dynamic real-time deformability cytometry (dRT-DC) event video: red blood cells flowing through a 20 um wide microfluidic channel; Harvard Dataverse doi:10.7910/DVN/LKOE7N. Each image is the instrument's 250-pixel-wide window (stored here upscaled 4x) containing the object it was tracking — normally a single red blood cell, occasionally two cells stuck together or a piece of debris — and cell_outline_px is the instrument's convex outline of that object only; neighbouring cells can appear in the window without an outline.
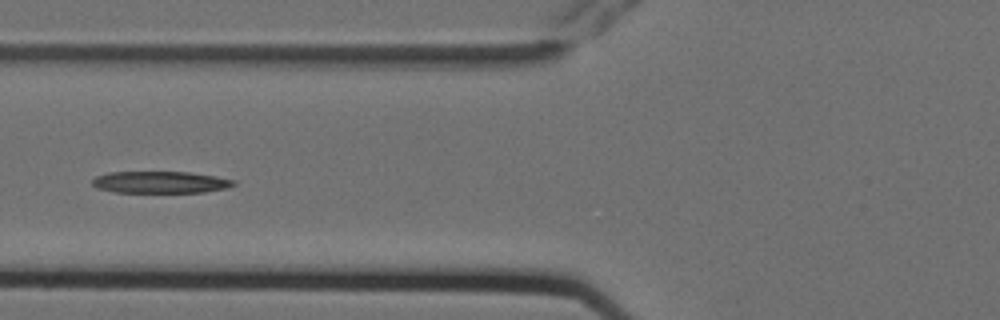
{"species": "Egyptian fruit bat (a non-hibernating species)", "species_latin": "Rousettus aegyptiacus", "temperature_condition": "cold", "stored_images_in_passage": 10, "camera_frame_rate_fps": 3000, "um_per_image_px": 0.085, "animal": {"sex": "female"}, "frame": {"image": 1, "passage_image": 7, "time_ms": 2.0, "image_size_px": [1000, 320], "cell_outline_px": [[236, 184], [228, 188], [204, 192], [112, 192], [96, 188], [92, 184], [92, 180], [96, 176], [108, 172], [188, 172], [236, 180]], "centroid_in_image_um": [13.6, 15.49], "position_along_channel_um": 112.2, "area_um2": 17.98}}
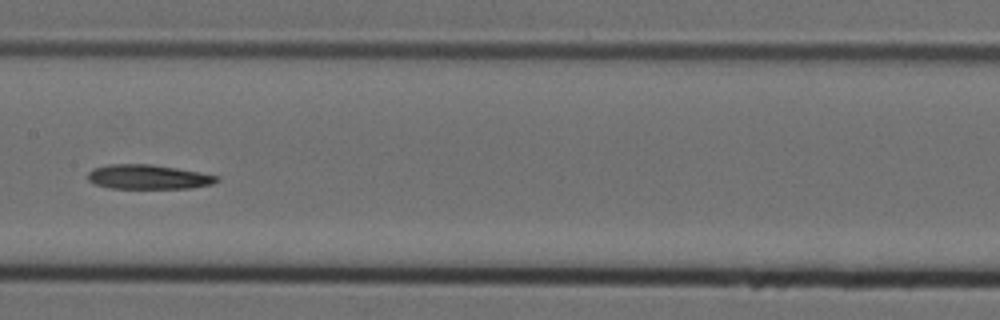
{"frame": {"image": 2, "passage_image": 9, "time_ms": 2.667, "image_size_px": [1000, 320], "cell_outline_px": [[220, 180], [212, 184], [192, 188], [108, 188], [96, 184], [88, 180], [88, 172], [92, 168], [108, 164], [148, 164], [176, 168], [200, 172], [220, 176]], "centroid_in_image_um": [12.61, 15.04], "position_along_channel_um": 194.8, "area_um2": 18.44}}
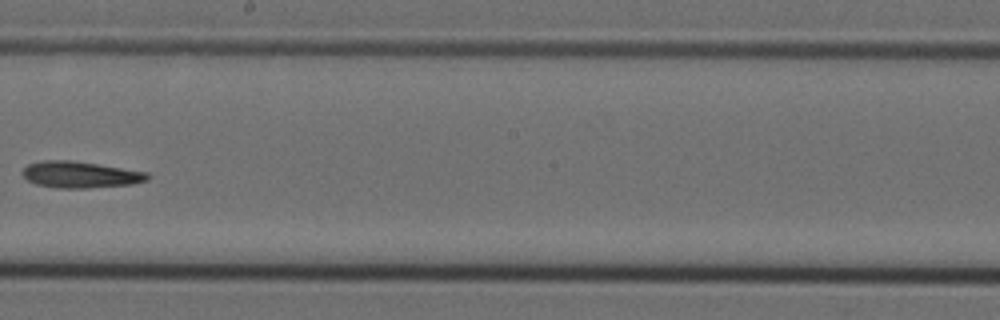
{"frame": {"image": 3, "passage_image": 10, "time_ms": 3.0, "image_size_px": [1000, 320], "cell_outline_px": [[152, 176], [148, 180], [132, 184], [88, 188], [56, 188], [36, 184], [28, 180], [20, 172], [28, 164], [44, 160], [72, 160], [148, 172]], "centroid_in_image_um": [6.84, 14.84], "position_along_channel_um": 241.4, "area_um2": 19.36}}